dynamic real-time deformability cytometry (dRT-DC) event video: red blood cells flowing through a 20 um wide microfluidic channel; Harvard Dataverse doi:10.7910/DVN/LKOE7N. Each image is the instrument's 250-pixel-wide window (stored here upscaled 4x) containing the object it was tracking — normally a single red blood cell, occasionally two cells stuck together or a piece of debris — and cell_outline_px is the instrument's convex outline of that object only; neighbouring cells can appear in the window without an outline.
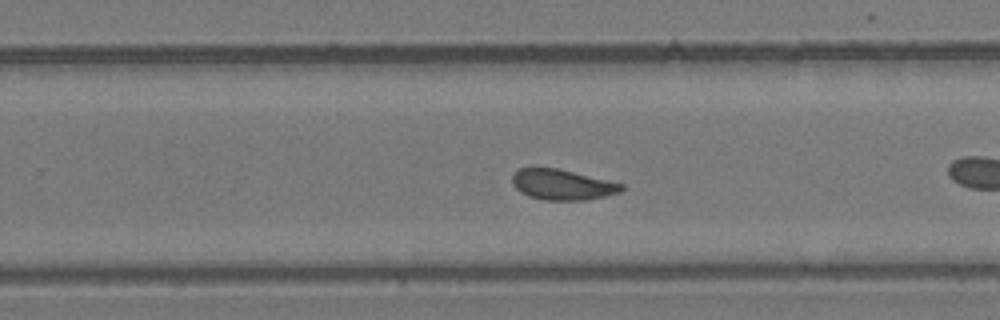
{"species": "common noctule bat (a hibernating species)", "species_latin": "Nyctalus noctula", "temperature_condition": "room temperature", "stored_images_in_passage": 33, "camera_frame_rate_fps": 3000, "um_per_image_px": 0.085, "animal": {"sex": "female", "body_mass_g": 24.6, "forearm_length_mm": 56.2}, "frame": {"image": 1, "passage_image": 15, "time_ms": 4.667, "image_size_px": [1000, 320], "cell_outline_px": [[624, 188], [620, 192], [588, 200], [544, 200], [528, 196], [520, 192], [512, 184], [512, 172], [516, 168], [532, 164], [556, 168], [624, 184]], "centroid_in_image_um": [47.68, 15.65], "position_along_channel_um": 282.1, "area_um2": 20.0}}